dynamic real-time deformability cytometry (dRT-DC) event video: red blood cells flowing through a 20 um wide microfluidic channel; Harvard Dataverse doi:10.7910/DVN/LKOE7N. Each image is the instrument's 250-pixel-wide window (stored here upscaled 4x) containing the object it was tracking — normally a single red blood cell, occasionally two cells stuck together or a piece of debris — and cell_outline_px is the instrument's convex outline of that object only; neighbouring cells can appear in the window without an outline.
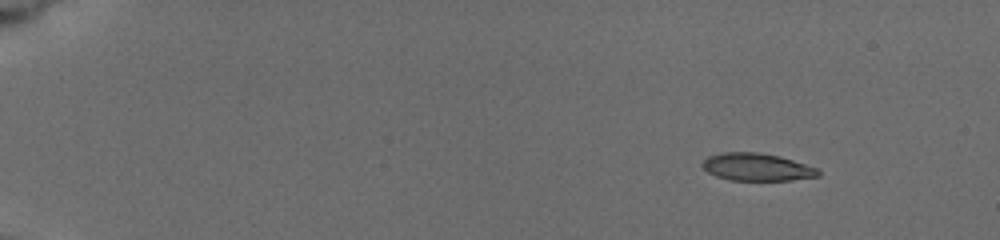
{"species": "common noctule bat (a hibernating species)", "species_latin": "Nyctalus noctula", "temperature_condition": "cold", "stored_images_in_passage": 7, "camera_frame_rate_fps": 3000, "um_per_image_px": 0.085, "animal": {"sex": "female", "body_mass_g": 19.5, "forearm_length_mm": 54.1}, "frame": {"image": 1, "passage_image": 1, "time_ms": 0.0, "image_size_px": [1000, 240], "cell_outline_px": [[820, 176], [792, 180], [728, 180], [716, 176], [708, 172], [700, 164], [708, 156], [720, 152], [760, 152], [780, 156], [820, 168]], "centroid_in_image_um": [64.36, 14.19], "position_along_channel_um": 20.6, "area_um2": 18.84}}
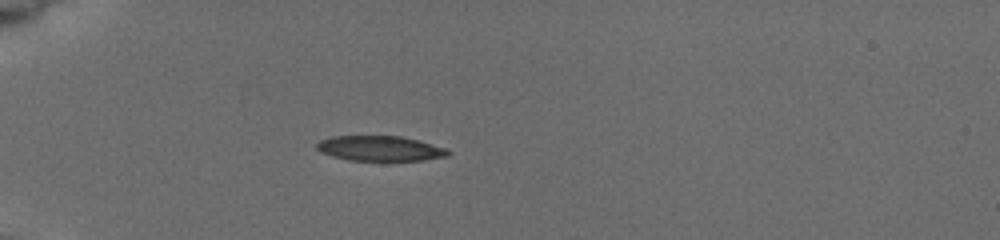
{"frame": {"image": 2, "passage_image": 5, "time_ms": 3.667, "image_size_px": [1000, 240], "cell_outline_px": [[452, 152], [448, 156], [420, 160], [348, 160], [332, 156], [320, 152], [316, 148], [316, 144], [320, 140], [332, 136], [400, 136], [448, 148]], "centroid_in_image_um": [32.29, 12.61], "position_along_channel_um": 52.7, "area_um2": 19.13}}
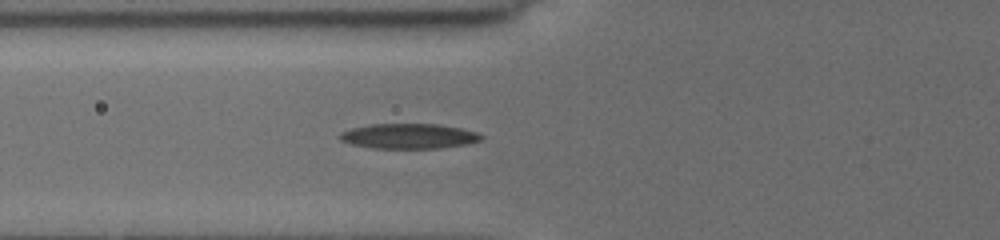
{"frame": {"image": 3, "passage_image": 7, "time_ms": 5.333, "image_size_px": [1000, 240], "cell_outline_px": [[484, 140], [468, 144], [440, 148], [372, 148], [352, 144], [340, 140], [340, 132], [352, 128], [372, 124], [436, 124], [460, 128], [476, 132], [484, 136]], "centroid_in_image_um": [34.79, 11.57], "position_along_channel_um": 91.0, "area_um2": 20.63}}